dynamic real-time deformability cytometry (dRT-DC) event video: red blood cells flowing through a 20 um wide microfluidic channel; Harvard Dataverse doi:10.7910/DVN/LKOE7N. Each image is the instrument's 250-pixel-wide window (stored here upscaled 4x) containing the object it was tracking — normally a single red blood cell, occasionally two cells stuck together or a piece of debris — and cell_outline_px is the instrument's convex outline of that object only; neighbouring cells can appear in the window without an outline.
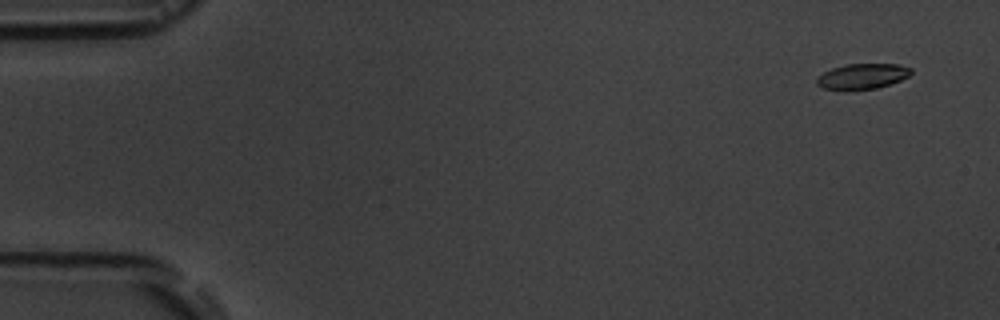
{"species": "common noctule bat (a hibernating species)", "species_latin": "Nyctalus noctula", "temperature_condition": "room temperature", "stored_images_in_passage": 4, "camera_frame_rate_fps": 3000, "um_per_image_px": 0.085, "animal": {"sex": "male", "body_mass_g": 19.5, "forearm_length_mm": 54.6}, "frame": {"image": 1, "passage_image": 1, "time_ms": 0.0, "image_size_px": [1000, 320], "cell_outline_px": [[912, 72], [908, 76], [900, 80], [876, 88], [848, 92], [824, 88], [816, 84], [816, 80], [824, 72], [832, 68], [844, 64], [896, 64], [912, 68]], "centroid_in_image_um": [73.27, 6.51], "position_along_channel_um": 11.7, "area_um2": 14.16}}